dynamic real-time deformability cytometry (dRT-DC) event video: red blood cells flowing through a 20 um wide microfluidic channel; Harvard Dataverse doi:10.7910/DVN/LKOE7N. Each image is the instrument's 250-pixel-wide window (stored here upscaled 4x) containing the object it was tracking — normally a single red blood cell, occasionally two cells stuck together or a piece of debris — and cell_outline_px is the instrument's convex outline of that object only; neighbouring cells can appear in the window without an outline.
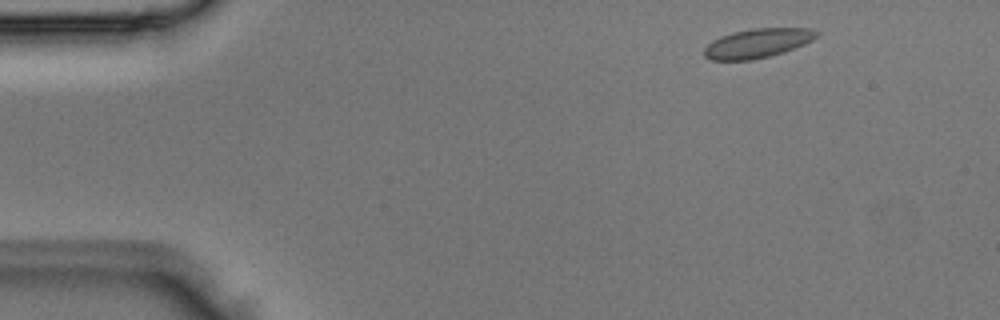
{"species": "Egyptian fruit bat (a non-hibernating species)", "species_latin": "Rousettus aegyptiacus", "temperature_condition": "room temperature", "stored_images_in_passage": 3, "camera_frame_rate_fps": 3000, "um_per_image_px": 0.085, "animal": {"sex": "male"}, "frame": {"image": 1, "passage_image": 1, "time_ms": 0.0, "image_size_px": [1000, 320], "cell_outline_px": [[820, 32], [812, 40], [804, 44], [784, 52], [752, 60], [712, 60], [704, 56], [704, 48], [712, 40], [720, 36], [732, 32], [752, 28], [808, 28]], "centroid_in_image_um": [64.36, 3.67], "position_along_channel_um": 20.6, "area_um2": 19.13}}